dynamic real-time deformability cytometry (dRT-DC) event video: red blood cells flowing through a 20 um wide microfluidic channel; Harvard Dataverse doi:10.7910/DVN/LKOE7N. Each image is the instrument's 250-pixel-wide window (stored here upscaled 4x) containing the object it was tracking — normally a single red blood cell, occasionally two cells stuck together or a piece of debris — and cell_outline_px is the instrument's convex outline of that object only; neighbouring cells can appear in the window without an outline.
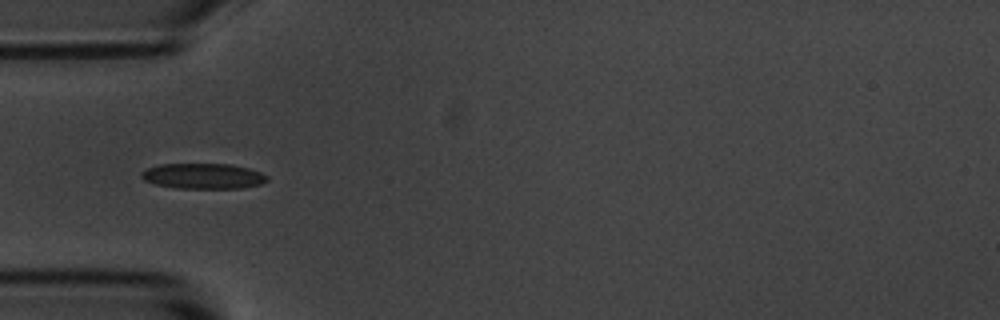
{"species": "common noctule bat (a hibernating species)", "species_latin": "Nyctalus noctula", "temperature_condition": "room temperature", "stored_images_in_passage": 10, "camera_frame_rate_fps": 3000, "um_per_image_px": 0.085, "animal": {"sex": "male", "body_mass_g": 20.1, "forearm_length_mm": 53.5}, "frame": {"image": 1, "passage_image": 5, "time_ms": 4.667, "image_size_px": [1000, 320], "cell_outline_px": [[268, 180], [260, 184], [244, 188], [176, 188], [156, 184], [144, 180], [140, 176], [140, 172], [148, 168], [160, 164], [228, 164], [248, 168], [260, 172], [268, 176]], "centroid_in_image_um": [17.27, 14.97], "position_along_channel_um": 67.7, "area_um2": 18.61}}
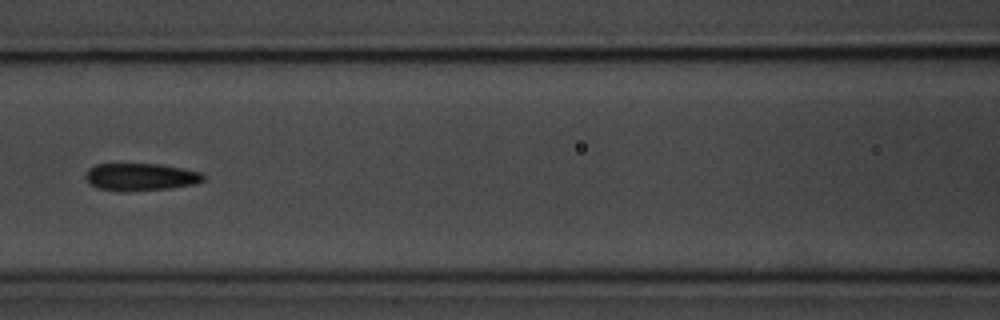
{"frame": {"image": 2, "passage_image": 7, "time_ms": 7.0, "image_size_px": [1000, 320], "cell_outline_px": [[204, 180], [196, 184], [172, 188], [128, 192], [120, 192], [96, 188], [88, 184], [84, 176], [88, 168], [96, 164], [160, 164], [200, 172], [204, 176]], "centroid_in_image_um": [11.89, 15.06], "position_along_channel_um": 154.7, "area_um2": 19.19}}